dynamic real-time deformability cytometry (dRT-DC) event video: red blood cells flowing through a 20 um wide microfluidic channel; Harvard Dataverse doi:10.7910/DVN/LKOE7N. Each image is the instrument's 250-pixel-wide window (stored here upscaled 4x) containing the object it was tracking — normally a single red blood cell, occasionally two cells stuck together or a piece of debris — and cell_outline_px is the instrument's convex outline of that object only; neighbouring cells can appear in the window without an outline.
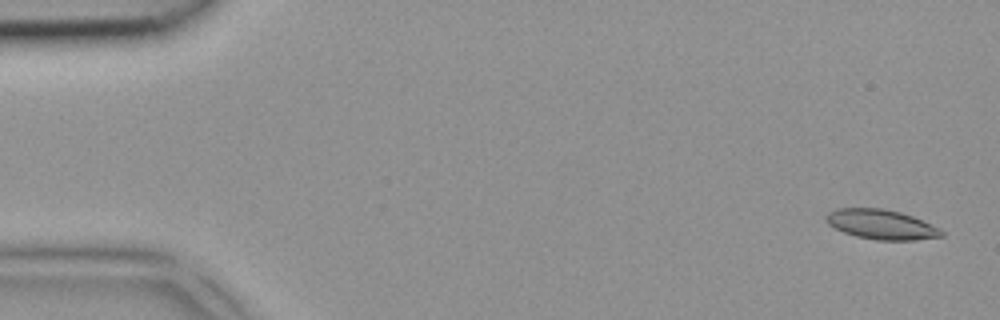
{"species": "common noctule bat (a hibernating species)", "species_latin": "Nyctalus noctula", "temperature_condition": "room temperature", "stored_images_in_passage": 5, "segment_of_instrument_passage": [1, 2], "camera_frame_rate_fps": 3000, "um_per_image_px": 0.085, "animal": {"sex": "female", "body_mass_g": 18.4}, "frame": {"image": 1, "passage_image": 1, "time_ms": 0.0, "image_size_px": [1000, 320], "cell_outline_px": [[944, 236], [916, 240], [876, 240], [856, 236], [844, 232], [828, 224], [824, 216], [828, 212], [836, 208], [880, 208], [900, 212], [912, 216], [944, 232]], "centroid_in_image_um": [74.86, 19.08], "position_along_channel_um": 10.1, "area_um2": 19.77}}